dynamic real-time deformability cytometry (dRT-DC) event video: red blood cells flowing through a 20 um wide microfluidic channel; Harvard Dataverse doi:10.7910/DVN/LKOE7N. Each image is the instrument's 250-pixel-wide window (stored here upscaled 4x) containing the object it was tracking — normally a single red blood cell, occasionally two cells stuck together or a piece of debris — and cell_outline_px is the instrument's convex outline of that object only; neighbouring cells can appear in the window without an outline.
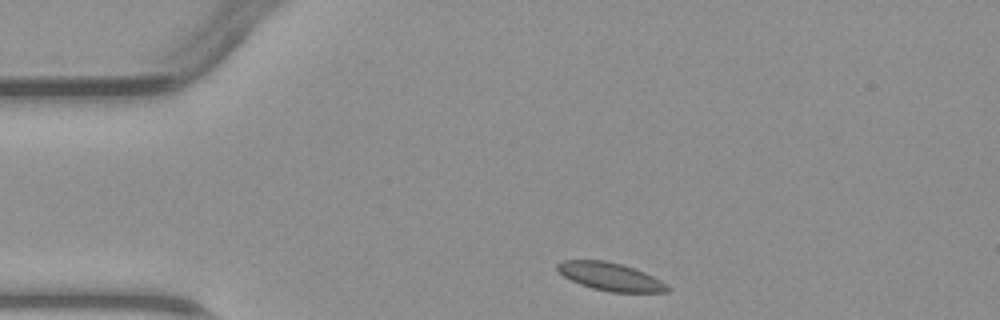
{"species": "common noctule bat (a hibernating species)", "species_latin": "Nyctalus noctula", "temperature_condition": "warm", "stored_images_in_passage": 4, "segment_of_instrument_passage": [2, 2], "camera_frame_rate_fps": 3000, "um_per_image_px": 0.085, "animal": {"sex": "male", "body_mass_g": 23.1, "forearm_length_mm": 52.7}, "frame": {"image": 1, "passage_image": 4, "time_ms": 3.333, "image_size_px": [1000, 320], "cell_outline_px": [[672, 288], [668, 292], [612, 292], [592, 288], [580, 284], [564, 276], [556, 268], [556, 264], [564, 260], [604, 260], [620, 264], [644, 272], [668, 284]], "centroid_in_image_um": [51.9, 23.52], "position_along_channel_um": 33.1, "area_um2": 17.8}}